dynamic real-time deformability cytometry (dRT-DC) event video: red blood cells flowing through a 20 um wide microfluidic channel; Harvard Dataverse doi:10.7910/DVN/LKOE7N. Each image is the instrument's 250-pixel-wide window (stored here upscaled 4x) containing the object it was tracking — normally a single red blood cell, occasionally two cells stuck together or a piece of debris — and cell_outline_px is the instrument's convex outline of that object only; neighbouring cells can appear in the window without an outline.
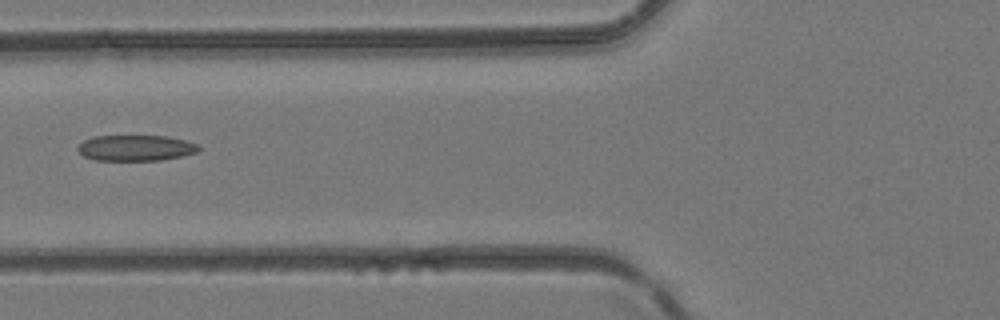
{"species": "common noctule bat (a hibernating species)", "species_latin": "Nyctalus noctula", "temperature_condition": "room temperature", "stored_images_in_passage": 5, "camera_frame_rate_fps": 3000, "um_per_image_px": 0.085, "animal": {"sex": "female", "body_mass_g": 24.6, "forearm_length_mm": 56.2}, "frame": {"image": 1, "passage_image": 5, "time_ms": 1.333, "image_size_px": [1000, 320], "cell_outline_px": [[200, 148], [196, 152], [184, 156], [160, 160], [96, 160], [84, 156], [76, 148], [84, 140], [92, 136], [168, 136], [184, 140], [196, 144]], "centroid_in_image_um": [11.53, 12.57], "position_along_channel_um": 114.3, "area_um2": 18.09}}